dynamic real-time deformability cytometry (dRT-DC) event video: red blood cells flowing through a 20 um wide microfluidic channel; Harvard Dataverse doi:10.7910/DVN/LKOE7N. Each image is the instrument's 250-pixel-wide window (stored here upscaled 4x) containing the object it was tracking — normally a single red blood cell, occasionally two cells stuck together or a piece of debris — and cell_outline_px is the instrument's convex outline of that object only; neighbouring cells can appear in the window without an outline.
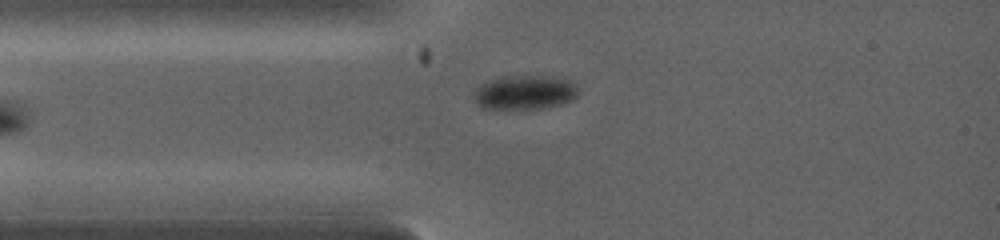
{"species": "common noctule bat (a hibernating species)", "species_latin": "Nyctalus noctula", "temperature_condition": "warm", "stored_images_in_passage": 3, "camera_frame_rate_fps": 5000, "um_per_image_px": 0.085, "animal": {"sex": "female", "body_mass_g": 19.0, "forearm_length_mm": 53.3}, "frame": {"image": 1, "passage_image": 3, "time_ms": 1.0, "image_size_px": [1000, 240], "cell_outline_px": [[580, 92], [572, 100], [560, 104], [544, 108], [484, 108], [476, 100], [476, 92], [480, 84], [504, 76], [544, 76], [568, 80]], "centroid_in_image_um": [44.65, 7.85], "position_along_channel_um": 40.4, "area_um2": 20.11}}